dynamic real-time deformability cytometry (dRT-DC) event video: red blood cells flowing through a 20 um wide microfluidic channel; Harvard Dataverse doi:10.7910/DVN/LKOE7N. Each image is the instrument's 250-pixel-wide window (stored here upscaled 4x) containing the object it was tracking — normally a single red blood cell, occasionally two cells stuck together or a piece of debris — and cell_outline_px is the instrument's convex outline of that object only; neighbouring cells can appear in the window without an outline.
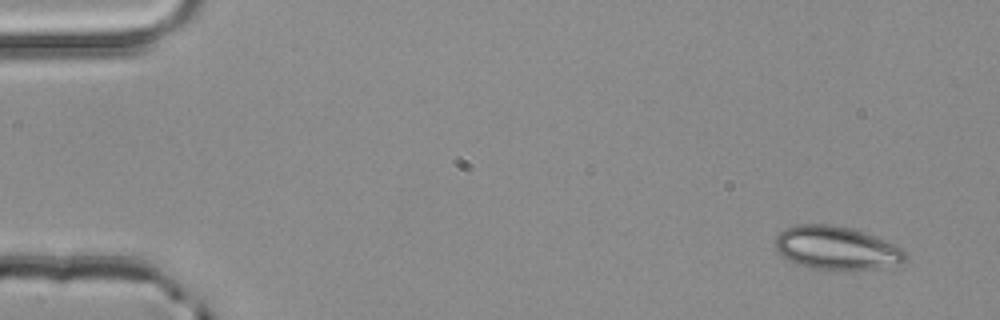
{"species": "common noctule bat (a hibernating species)", "species_latin": "Nyctalus noctula", "temperature_condition": "room temperature", "stored_images_in_passage": 3, "camera_frame_rate_fps": 3000, "um_per_image_px": 0.085, "animal": {"sex": "male", "body_mass_g": 20.4}, "frame": {"image": 1, "passage_image": 1, "time_ms": 0.0, "image_size_px": [1000, 320], "cell_outline_px": [[908, 256], [900, 264], [880, 268], [812, 268], [800, 264], [784, 256], [776, 248], [776, 236], [780, 232], [796, 224], [828, 224], [852, 228], [876, 236], [900, 248]], "centroid_in_image_um": [71.12, 21.05], "position_along_channel_um": 13.9, "area_um2": 31.96}}